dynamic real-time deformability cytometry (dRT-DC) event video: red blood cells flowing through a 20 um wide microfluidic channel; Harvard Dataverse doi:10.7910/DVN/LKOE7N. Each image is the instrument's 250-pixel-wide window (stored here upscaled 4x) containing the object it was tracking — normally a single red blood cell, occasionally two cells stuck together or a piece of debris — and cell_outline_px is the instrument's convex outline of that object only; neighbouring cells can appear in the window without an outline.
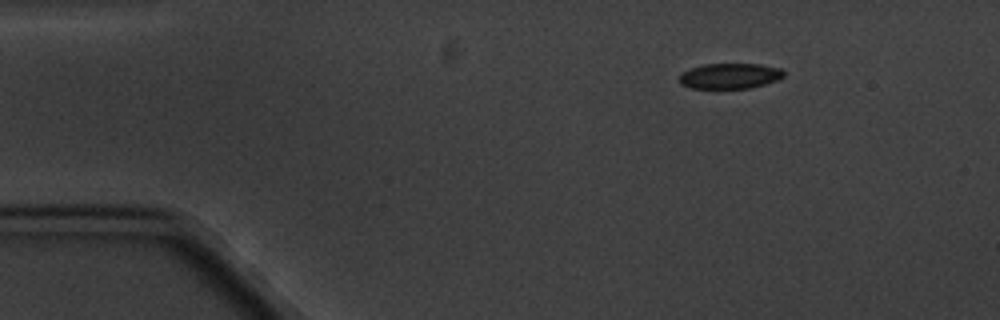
{"species": "common noctule bat (a hibernating species)", "species_latin": "Nyctalus noctula", "temperature_condition": "cold", "stored_images_in_passage": 10, "camera_frame_rate_fps": 3000, "um_per_image_px": 0.085, "animal": {"sex": "male", "body_mass_g": 20.1, "forearm_length_mm": 53.5}, "frame": {"image": 1, "passage_image": 1, "time_ms": 0.0, "image_size_px": [1000, 320], "cell_outline_px": [[784, 76], [776, 80], [752, 88], [688, 88], [680, 84], [676, 80], [684, 72], [692, 68], [704, 64], [760, 64], [780, 68], [784, 72]], "centroid_in_image_um": [62.01, 6.46], "position_along_channel_um": 23.0, "area_um2": 15.49}}
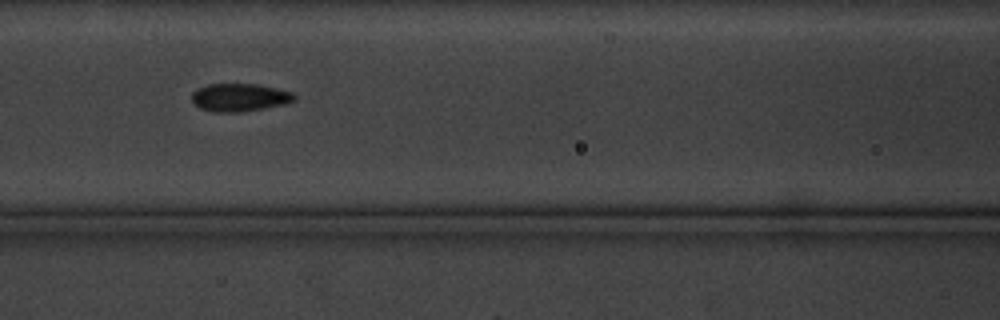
{"frame": {"image": 2, "passage_image": 6, "time_ms": 5.667, "image_size_px": [1000, 320], "cell_outline_px": [[296, 100], [284, 104], [264, 108], [240, 112], [212, 112], [200, 108], [192, 100], [192, 92], [196, 88], [208, 84], [256, 84], [276, 88], [292, 92], [296, 96]], "centroid_in_image_um": [20.35, 8.28], "position_along_channel_um": 146.2, "area_um2": 16.7}}
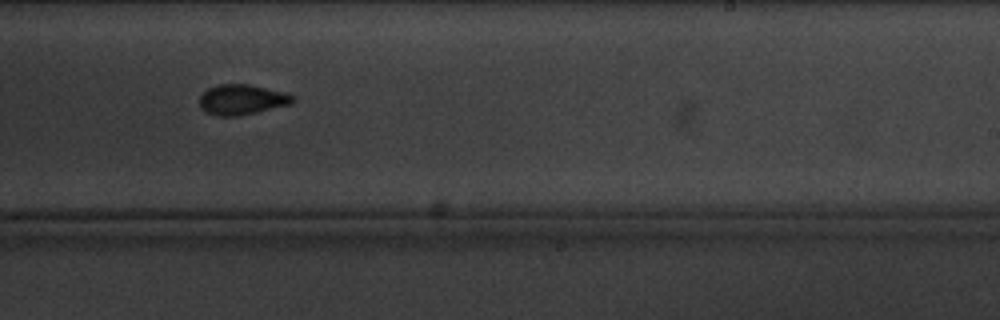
{"frame": {"image": 3, "passage_image": 9, "time_ms": 9.333, "image_size_px": [1000, 320], "cell_outline_px": [[296, 100], [292, 104], [256, 112], [236, 116], [216, 116], [200, 108], [200, 96], [208, 88], [216, 84], [248, 84], [284, 92], [292, 96]], "centroid_in_image_um": [20.55, 8.46], "position_along_channel_um": 268.4, "area_um2": 16.36}}